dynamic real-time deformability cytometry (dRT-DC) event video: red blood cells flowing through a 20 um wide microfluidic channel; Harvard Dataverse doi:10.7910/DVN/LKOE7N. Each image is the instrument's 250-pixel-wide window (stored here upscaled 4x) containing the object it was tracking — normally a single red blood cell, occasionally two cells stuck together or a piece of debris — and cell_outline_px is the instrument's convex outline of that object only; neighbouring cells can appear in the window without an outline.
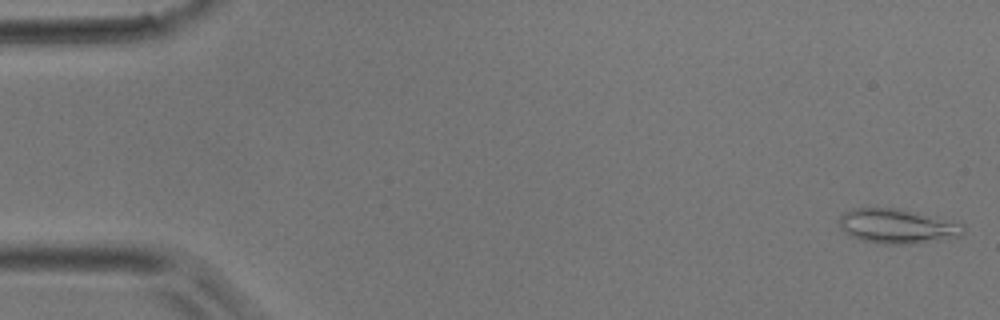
{"species": "common noctule bat (a hibernating species)", "species_latin": "Nyctalus noctula", "temperature_condition": "room temperature", "stored_images_in_passage": 45, "camera_frame_rate_fps": 3000, "um_per_image_px": 0.085, "animal": {"sex": "male", "body_mass_g": 17.9}, "frame": {"image": 1, "passage_image": 1, "time_ms": 0.0, "image_size_px": [1000, 320], "cell_outline_px": [[964, 232], [960, 236], [940, 240], [912, 244], [876, 244], [860, 240], [848, 236], [840, 228], [836, 220], [844, 212], [852, 208], [896, 208], [964, 224]], "centroid_in_image_um": [76.18, 19.24], "position_along_channel_um": 8.8, "area_um2": 25.2}}
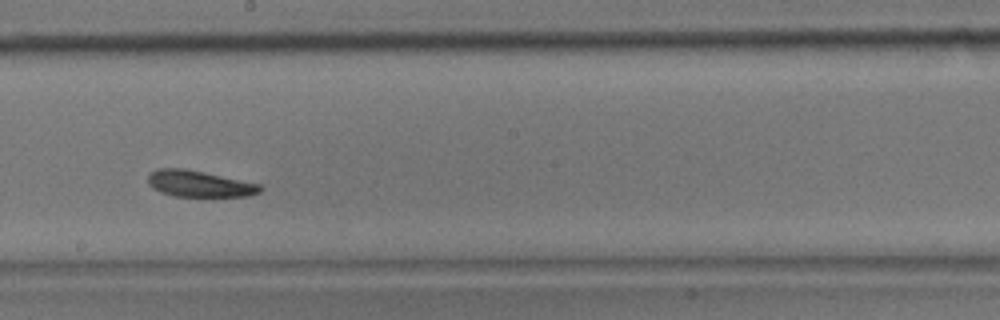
{"frame": {"image": 2, "passage_image": 25, "time_ms": 8.0, "image_size_px": [1000, 320], "cell_outline_px": [[264, 188], [260, 192], [252, 196], [176, 196], [160, 192], [152, 188], [148, 184], [148, 176], [156, 168], [184, 168], [204, 172], [260, 184]], "centroid_in_image_um": [16.95, 15.62], "position_along_channel_um": 231.3, "area_um2": 17.22}}
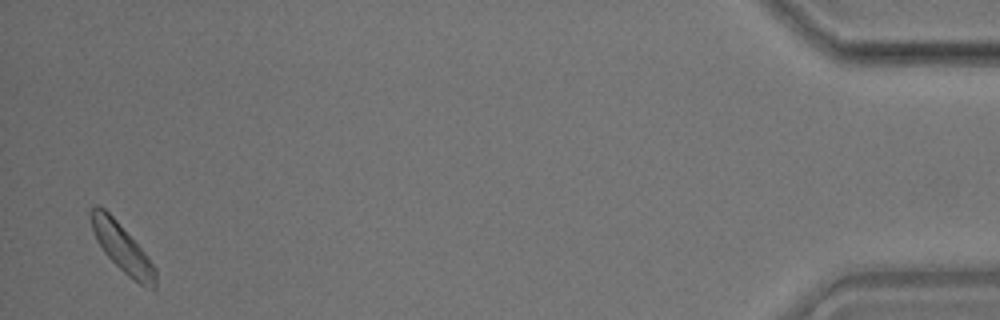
{"frame": {"image": 3, "passage_image": 44, "time_ms": 14.333, "image_size_px": [1000, 320], "cell_outline_px": [[156, 288], [152, 288], [140, 284], [128, 276], [104, 252], [96, 240], [92, 232], [92, 208], [96, 204], [104, 208], [116, 220], [144, 252], [156, 268]], "centroid_in_image_um": [10.39, 21.09], "position_along_channel_um": 424.8, "area_um2": 17.51}}